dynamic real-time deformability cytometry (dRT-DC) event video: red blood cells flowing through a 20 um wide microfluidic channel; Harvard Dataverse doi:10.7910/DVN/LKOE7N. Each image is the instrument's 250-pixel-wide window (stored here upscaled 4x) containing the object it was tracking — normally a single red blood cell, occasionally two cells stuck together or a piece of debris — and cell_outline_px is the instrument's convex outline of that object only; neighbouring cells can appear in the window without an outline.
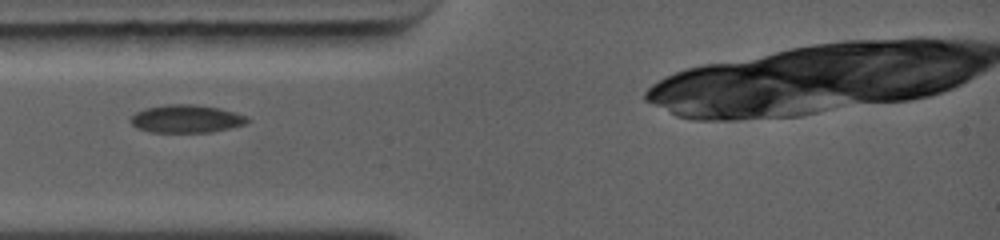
{"species": "common noctule bat (a hibernating species)", "species_latin": "Nyctalus noctula", "temperature_condition": "warm", "stored_images_in_passage": 3, "camera_frame_rate_fps": 5000, "um_per_image_px": 0.085, "animal": {"sex": "female", "body_mass_g": 19.0, "forearm_length_mm": 56.7}, "frame": {"image": 1, "passage_image": 1, "time_ms": 0.0, "image_size_px": [1000, 240], "cell_outline_px": [[252, 120], [244, 124], [212, 132], [148, 132], [136, 128], [132, 124], [132, 116], [136, 112], [144, 108], [168, 104], [192, 104], [220, 108], [248, 116]], "centroid_in_image_um": [15.85, 10.1], "position_along_channel_um": 69.2, "area_um2": 19.02}}
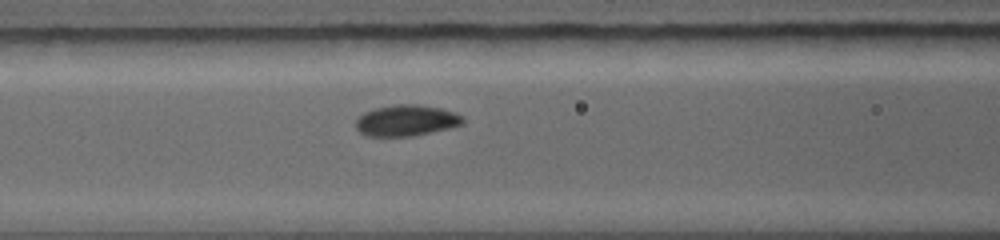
{"frame": {"image": 2, "passage_image": 3, "time_ms": 1.4, "image_size_px": [1000, 240], "cell_outline_px": [[464, 124], [452, 128], [416, 136], [364, 136], [356, 128], [356, 120], [364, 112], [376, 108], [392, 104], [420, 104], [440, 108], [456, 112], [464, 116]], "centroid_in_image_um": [34.59, 10.24], "position_along_channel_um": 132.0, "area_um2": 19.83}}